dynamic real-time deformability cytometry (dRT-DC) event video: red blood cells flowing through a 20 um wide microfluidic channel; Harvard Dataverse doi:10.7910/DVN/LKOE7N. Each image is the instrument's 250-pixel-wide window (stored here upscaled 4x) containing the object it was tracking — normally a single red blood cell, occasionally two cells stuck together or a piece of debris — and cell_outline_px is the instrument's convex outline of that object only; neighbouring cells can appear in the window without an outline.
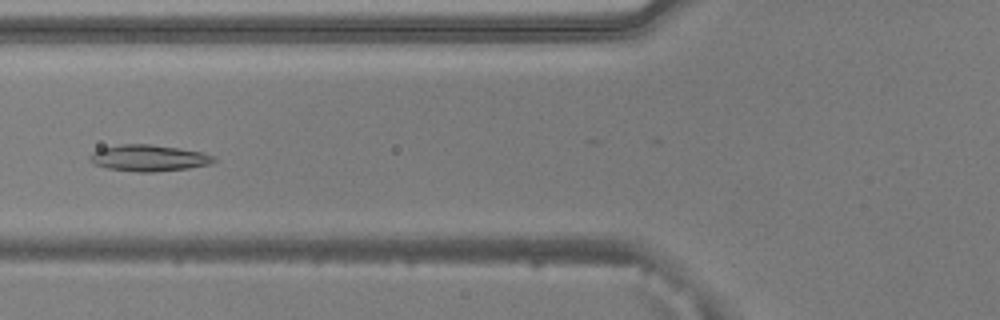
{"species": "common noctule bat (a hibernating species)", "species_latin": "Nyctalus noctula", "temperature_condition": "warm", "stored_images_in_passage": 40, "camera_frame_rate_fps": 3000, "um_per_image_px": 0.085, "animal": {"sex": "male", "body_mass_g": 20.5, "forearm_length_mm": 52.5}, "frame": {"image": 1, "passage_image": 8, "time_ms": 2.333, "image_size_px": [1000, 320], "cell_outline_px": [[216, 160], [212, 164], [188, 168], [152, 172], [136, 172], [108, 168], [96, 164], [88, 160], [88, 156], [92, 152], [100, 148], [120, 144], [148, 144], [180, 148], [204, 152], [212, 156]], "centroid_in_image_um": [12.63, 13.42], "position_along_channel_um": 113.2, "area_um2": 19.13}}
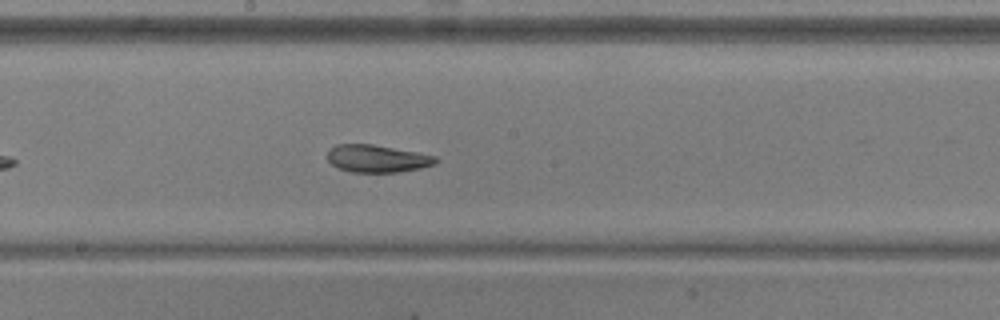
{"frame": {"image": 2, "passage_image": 16, "time_ms": 5.0, "image_size_px": [1000, 320], "cell_outline_px": [[440, 160], [436, 164], [420, 168], [400, 172], [352, 172], [340, 168], [332, 164], [328, 160], [328, 148], [336, 144], [372, 144], [416, 152], [436, 156]], "centroid_in_image_um": [32.07, 13.48], "position_along_channel_um": 216.1, "area_um2": 17.34}}
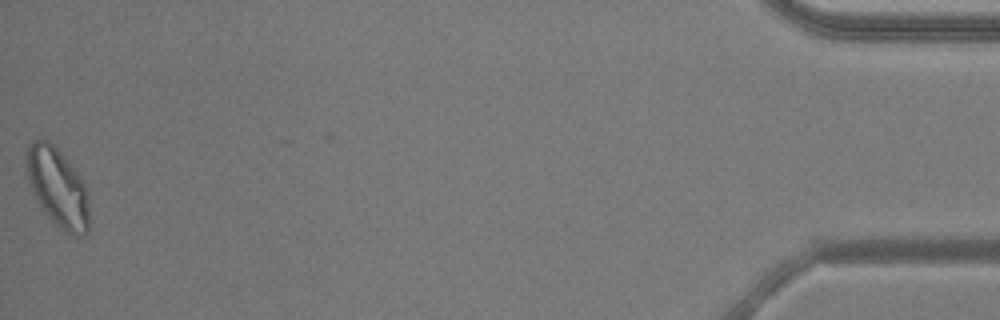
{"frame": {"image": 3, "passage_image": 40, "time_ms": 13.0, "image_size_px": [1000, 320], "cell_outline_px": [[88, 232], [84, 236], [72, 236], [64, 232], [48, 216], [40, 204], [32, 188], [28, 176], [24, 160], [24, 156], [28, 144], [32, 140], [48, 140], [60, 152], [84, 180], [88, 192]], "centroid_in_image_um": [4.92, 15.93], "position_along_channel_um": 430.3, "area_um2": 28.78}, "authors_computed_cell_mechanics": {"area_um2": 19.2185, "velocity_mm_per_s": 3.8541, "shape_relaxation_time_tau1_ms": 6.2433, "shape_relaxation_time_tau2_ms": 2.5648, "deformation_change_tau1": 0.1304, "deformation_change_tau2": 0.0923}}